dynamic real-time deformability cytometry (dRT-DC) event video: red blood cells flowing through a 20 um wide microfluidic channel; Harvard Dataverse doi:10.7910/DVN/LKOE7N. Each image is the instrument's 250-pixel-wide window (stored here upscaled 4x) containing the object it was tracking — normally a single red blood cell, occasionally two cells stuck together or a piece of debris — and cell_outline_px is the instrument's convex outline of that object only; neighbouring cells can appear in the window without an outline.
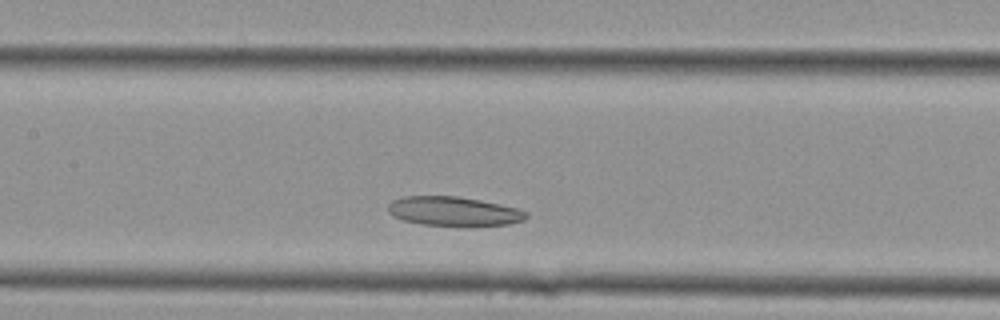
{"species": "Egyptian fruit bat (a non-hibernating species)", "species_latin": "Rousettus aegyptiacus", "temperature_condition": "cold", "stored_images_in_passage": 12, "camera_frame_rate_fps": 3000, "um_per_image_px": 0.085, "animal": {"sex": "female"}, "frame": {"image": 1, "passage_image": 6, "time_ms": 1.667, "image_size_px": [1000, 320], "cell_outline_px": [[528, 216], [524, 220], [508, 224], [468, 228], [420, 224], [404, 220], [392, 216], [388, 212], [388, 204], [392, 200], [404, 196], [456, 196], [480, 200], [500, 204], [516, 208], [528, 212]], "centroid_in_image_um": [38.57, 17.99], "position_along_channel_um": 168.8, "area_um2": 24.22}}
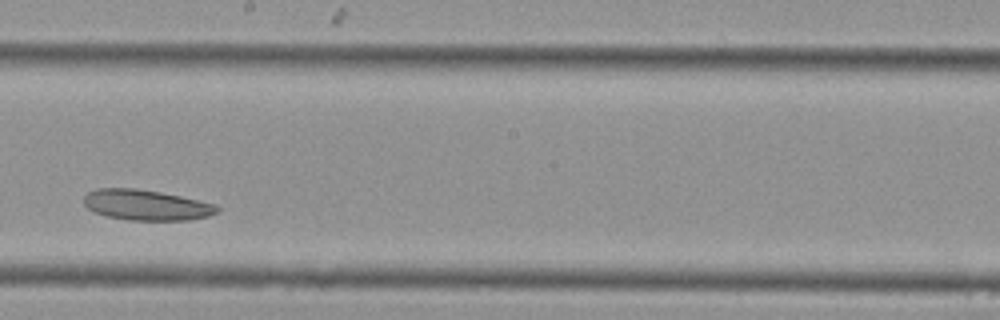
{"frame": {"image": 2, "passage_image": 9, "time_ms": 2.667, "image_size_px": [1000, 320], "cell_outline_px": [[220, 212], [208, 216], [188, 220], [128, 220], [108, 216], [96, 212], [88, 208], [84, 204], [84, 196], [88, 192], [96, 188], [132, 188], [160, 192], [180, 196], [216, 204], [220, 208]], "centroid_in_image_um": [12.45, 17.42], "position_along_channel_um": 235.7, "area_um2": 23.64}}